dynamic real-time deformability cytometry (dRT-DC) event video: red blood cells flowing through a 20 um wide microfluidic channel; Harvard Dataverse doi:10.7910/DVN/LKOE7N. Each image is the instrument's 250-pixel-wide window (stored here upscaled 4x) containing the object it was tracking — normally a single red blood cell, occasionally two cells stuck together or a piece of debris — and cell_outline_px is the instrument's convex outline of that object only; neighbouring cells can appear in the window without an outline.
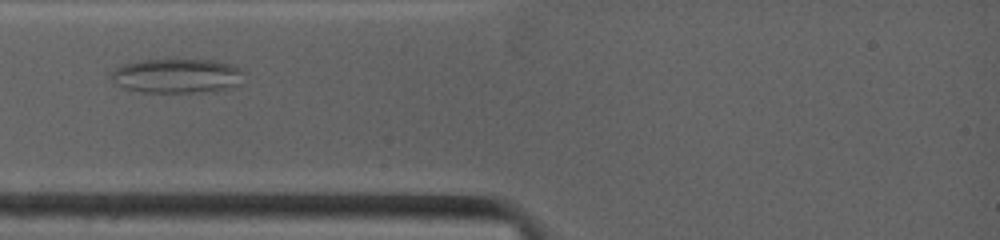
{"species": "common noctule bat (a hibernating species)", "species_latin": "Nyctalus noctula", "temperature_condition": "warm", "stored_images_in_passage": 4, "camera_frame_rate_fps": 4500, "um_per_image_px": 0.085, "animal": {"sex": "female", "body_mass_g": 19.0, "forearm_length_mm": 53.3}, "frame": {"image": 1, "passage_image": 2, "time_ms": 0.222, "image_size_px": [1000, 240], "cell_outline_px": [[244, 72], [240, 84], [228, 88], [188, 92], [144, 92], [124, 88], [116, 84], [112, 80], [112, 72], [120, 64], [140, 60], [216, 60], [240, 68]], "centroid_in_image_um": [15.01, 6.43], "position_along_channel_um": 70.0, "area_um2": 26.36}}